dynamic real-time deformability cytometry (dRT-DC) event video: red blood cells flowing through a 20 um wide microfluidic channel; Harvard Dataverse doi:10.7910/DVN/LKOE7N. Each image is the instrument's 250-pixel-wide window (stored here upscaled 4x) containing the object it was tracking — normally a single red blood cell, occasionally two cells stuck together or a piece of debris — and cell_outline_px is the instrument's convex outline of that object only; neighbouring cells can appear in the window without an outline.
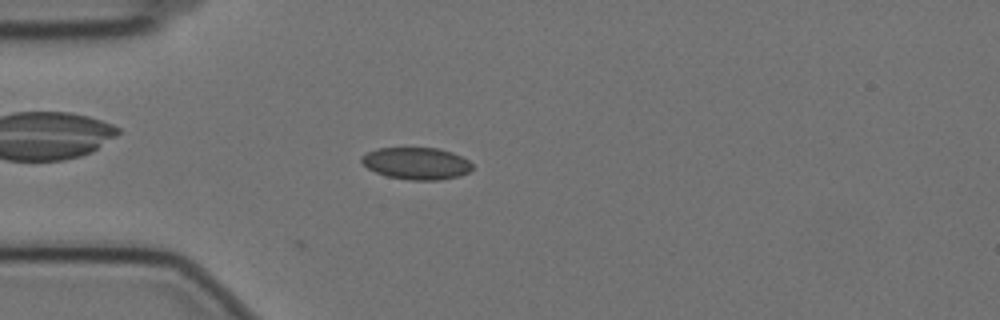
{"species": "Egyptian fruit bat (a non-hibernating species)", "species_latin": "Rousettus aegyptiacus", "temperature_condition": "cold", "stored_images_in_passage": 5, "camera_frame_rate_fps": 3000, "um_per_image_px": 0.085, "animal": {"sex": "female"}, "frame": {"image": 1, "passage_image": 2, "time_ms": 0.333, "image_size_px": [1000, 320], "cell_outline_px": [[472, 168], [468, 172], [460, 176], [440, 180], [408, 180], [388, 176], [376, 172], [368, 168], [360, 160], [360, 156], [376, 148], [440, 148], [452, 152], [468, 160], [472, 164]], "centroid_in_image_um": [35.4, 13.89], "position_along_channel_um": 49.6, "area_um2": 20.69}}